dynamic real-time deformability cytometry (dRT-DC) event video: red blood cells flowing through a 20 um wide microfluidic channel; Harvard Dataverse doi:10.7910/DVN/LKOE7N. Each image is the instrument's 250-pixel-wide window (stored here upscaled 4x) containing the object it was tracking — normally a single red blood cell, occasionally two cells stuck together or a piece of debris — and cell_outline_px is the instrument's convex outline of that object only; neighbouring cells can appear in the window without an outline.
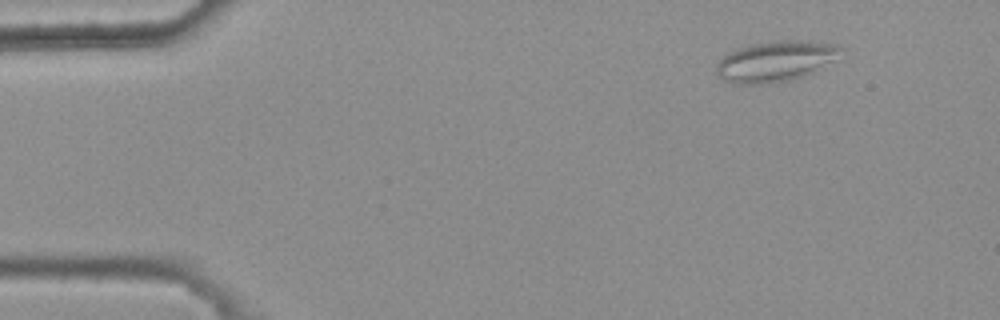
{"species": "common noctule bat (a hibernating species)", "species_latin": "Nyctalus noctula", "temperature_condition": "warm", "stored_images_in_passage": 4, "camera_frame_rate_fps": 3000, "um_per_image_px": 0.085, "animal": {"sex": "female", "body_mass_g": 25.1}, "frame": {"image": 1, "passage_image": 1, "time_ms": 0.0, "image_size_px": [1000, 320], "cell_outline_px": [[844, 48], [832, 60], [812, 72], [804, 76], [788, 80], [764, 84], [732, 84], [724, 80], [716, 72], [716, 60], [728, 52], [736, 48], [752, 44], [776, 40], [812, 40], [840, 44]], "centroid_in_image_um": [65.88, 5.18], "position_along_channel_um": 19.1, "area_um2": 29.71}}